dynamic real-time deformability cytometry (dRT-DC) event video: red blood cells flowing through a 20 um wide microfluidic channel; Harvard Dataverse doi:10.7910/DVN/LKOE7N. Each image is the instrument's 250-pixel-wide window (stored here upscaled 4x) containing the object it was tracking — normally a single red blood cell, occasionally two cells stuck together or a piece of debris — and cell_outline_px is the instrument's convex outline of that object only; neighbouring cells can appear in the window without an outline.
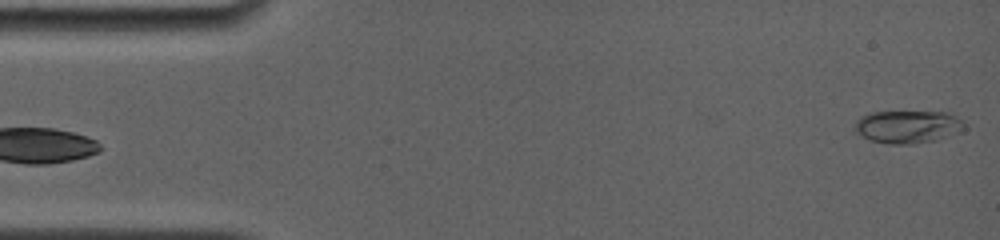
{"species": "common noctule bat (a hibernating species)", "species_latin": "Nyctalus noctula", "temperature_condition": "room temperature", "stored_images_in_passage": 9, "camera_frame_rate_fps": 4000, "um_per_image_px": 0.085, "animal": {"sex": "female", "body_mass_g": 19.0, "forearm_length_mm": 56.7}, "frame": {"image": 1, "passage_image": 1, "time_ms": 0.0, "image_size_px": [1000, 240], "cell_outline_px": [[968, 128], [960, 132], [936, 140], [916, 144], [888, 144], [868, 140], [856, 132], [856, 120], [860, 116], [872, 112], [948, 112], [956, 116]], "centroid_in_image_um": [77.18, 10.78], "position_along_channel_um": 7.8, "area_um2": 21.1}}